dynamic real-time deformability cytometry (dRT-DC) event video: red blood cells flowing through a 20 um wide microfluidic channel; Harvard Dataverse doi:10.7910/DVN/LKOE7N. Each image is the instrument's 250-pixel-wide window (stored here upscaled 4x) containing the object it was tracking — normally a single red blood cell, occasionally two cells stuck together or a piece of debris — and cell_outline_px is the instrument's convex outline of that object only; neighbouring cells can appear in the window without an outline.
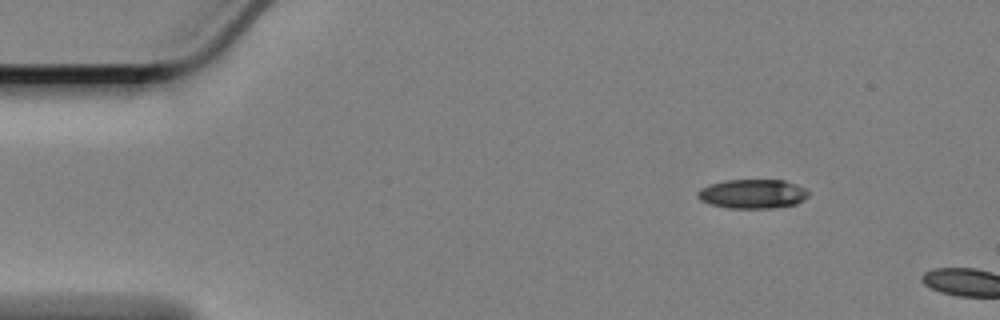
{"species": "Egyptian fruit bat (a non-hibernating species)", "species_latin": "Rousettus aegyptiacus", "temperature_condition": "cold", "stored_images_in_passage": 4, "camera_frame_rate_fps": 3000, "um_per_image_px": 0.085, "animal": {"sex": "female"}, "frame": {"image": 1, "passage_image": 1, "time_ms": 0.0, "image_size_px": [1000, 320], "cell_outline_px": [[808, 196], [804, 200], [796, 204], [772, 208], [728, 208], [712, 204], [700, 200], [696, 196], [696, 192], [700, 188], [708, 184], [724, 180], [784, 180], [796, 184], [804, 188], [808, 192]], "centroid_in_image_um": [63.94, 16.47], "position_along_channel_um": 21.1, "area_um2": 18.96}}